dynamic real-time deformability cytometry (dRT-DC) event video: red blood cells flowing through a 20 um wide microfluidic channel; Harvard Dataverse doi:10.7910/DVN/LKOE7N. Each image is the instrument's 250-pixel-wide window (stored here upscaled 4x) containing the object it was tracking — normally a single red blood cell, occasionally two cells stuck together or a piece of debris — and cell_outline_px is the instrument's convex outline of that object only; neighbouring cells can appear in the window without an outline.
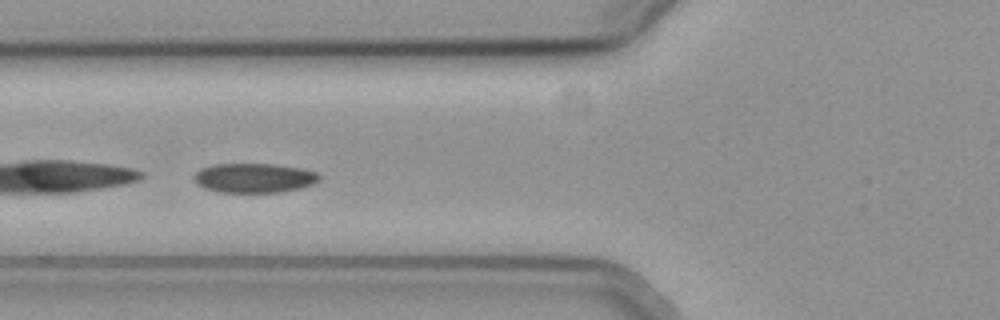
{"species": "common noctule bat (a hibernating species)", "species_latin": "Nyctalus noctula", "temperature_condition": "cold", "stored_images_in_passage": 52, "camera_frame_rate_fps": 3000, "um_per_image_px": 0.085, "animal": {"sex": "female", "body_mass_g": 19.3, "forearm_length_mm": 54.1}, "frame": {"image": 1, "passage_image": 19, "time_ms": 6.0, "image_size_px": [1000, 320], "cell_outline_px": [[320, 180], [312, 184], [300, 188], [280, 192], [216, 192], [204, 188], [196, 184], [192, 180], [192, 176], [200, 168], [212, 164], [272, 164], [300, 168], [316, 172], [320, 176]], "centroid_in_image_um": [21.53, 15.13], "position_along_channel_um": 104.3, "area_um2": 21.68}}
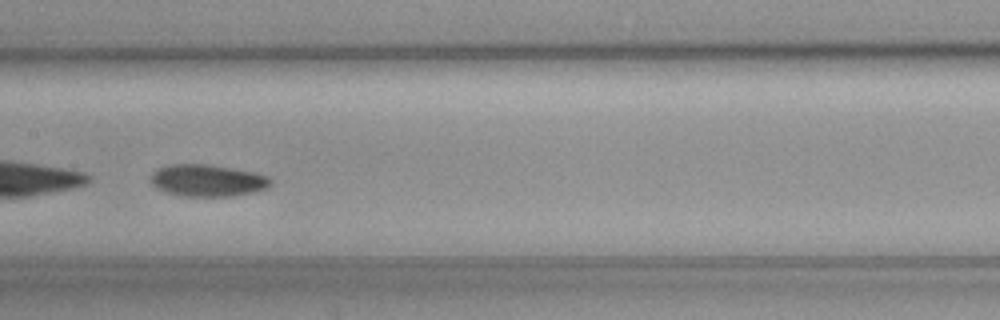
{"frame": {"image": 2, "passage_image": 26, "time_ms": 8.333, "image_size_px": [1000, 320], "cell_outline_px": [[272, 184], [268, 188], [252, 192], [232, 196], [180, 196], [164, 192], [156, 188], [148, 180], [160, 168], [168, 164], [208, 164], [256, 172], [268, 176], [272, 180]], "centroid_in_image_um": [17.65, 15.34], "position_along_channel_um": 189.7, "area_um2": 22.48}, "authors_computed_cell_mechanics": {"area_um2": 22.2241, "velocity_mm_per_s": 3.6581, "shape_relaxation_time_tau1_ms": 6.0974, "shape_relaxation_time_tau2_ms": 5.0758, "deformation_change_tau1": 0.1086, "deformation_change_tau2": 0.0791}}